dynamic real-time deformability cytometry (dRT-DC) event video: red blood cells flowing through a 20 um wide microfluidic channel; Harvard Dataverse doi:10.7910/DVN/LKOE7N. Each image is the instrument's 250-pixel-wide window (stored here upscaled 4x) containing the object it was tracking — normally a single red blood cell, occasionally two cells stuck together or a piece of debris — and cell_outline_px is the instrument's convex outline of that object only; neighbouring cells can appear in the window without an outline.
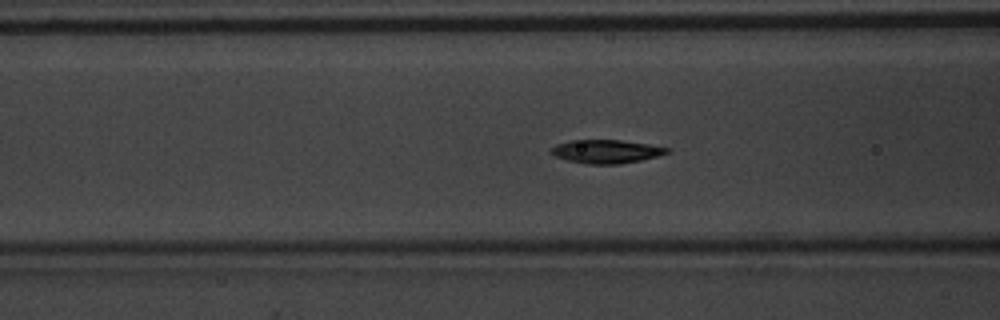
{"species": "common noctule bat (a hibernating species)", "species_latin": "Nyctalus noctula", "temperature_condition": "warm", "stored_images_in_passage": 48, "camera_frame_rate_fps": 3000, "um_per_image_px": 0.085, "animal": {"sex": "male", "body_mass_g": 20.1, "forearm_length_mm": 53.5}, "frame": {"image": 1, "passage_image": 14, "time_ms": 4.333, "image_size_px": [1000, 320], "cell_outline_px": [[668, 152], [636, 160], [616, 164], [592, 164], [572, 160], [560, 156], [552, 152], [552, 148], [560, 144], [572, 140], [616, 140], [644, 144], [668, 148]], "centroid_in_image_um": [51.52, 12.86], "position_along_channel_um": 115.1, "area_um2": 14.62}}
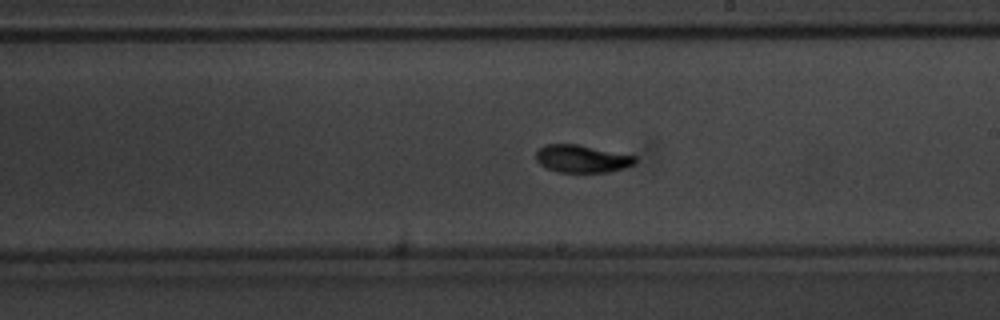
{"frame": {"image": 2, "passage_image": 24, "time_ms": 7.667, "image_size_px": [1000, 320], "cell_outline_px": [[636, 160], [632, 164], [620, 168], [604, 172], [560, 172], [548, 168], [536, 156], [536, 152], [540, 148], [548, 144], [576, 144], [636, 156]], "centroid_in_image_um": [49.47, 13.48], "position_along_channel_um": 239.5, "area_um2": 15.26}}
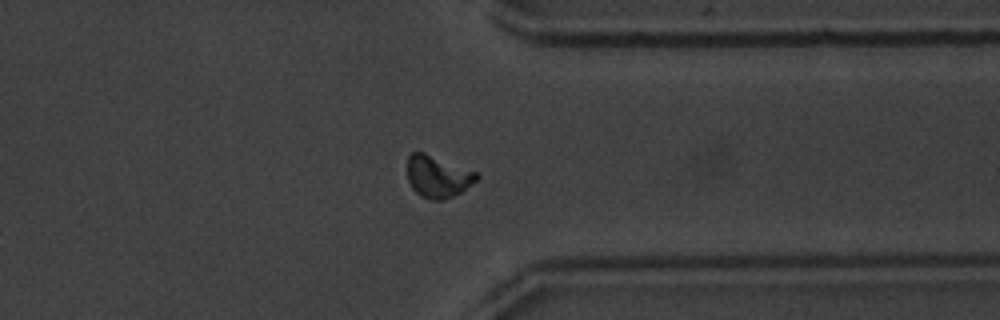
{"frame": {"image": 3, "passage_image": 35, "time_ms": 11.333, "image_size_px": [1000, 320], "cell_outline_px": [[476, 180], [460, 192], [452, 196], [440, 200], [436, 200], [424, 196], [416, 192], [408, 180], [408, 156], [412, 152], [420, 152], [476, 172]], "centroid_in_image_um": [37.17, 15.01], "position_along_channel_um": 374.2, "area_um2": 16.01}, "authors_computed_cell_mechanics": {"area_um2": 14.5078, "velocity_mm_per_s": 3.7331, "shape_relaxation_time_tau1_ms": 2.3229, "shape_relaxation_time_tau2_ms": 4.2695, "deformation_change_tau1": 0.1474, "deformation_change_tau2": 0.0831}}